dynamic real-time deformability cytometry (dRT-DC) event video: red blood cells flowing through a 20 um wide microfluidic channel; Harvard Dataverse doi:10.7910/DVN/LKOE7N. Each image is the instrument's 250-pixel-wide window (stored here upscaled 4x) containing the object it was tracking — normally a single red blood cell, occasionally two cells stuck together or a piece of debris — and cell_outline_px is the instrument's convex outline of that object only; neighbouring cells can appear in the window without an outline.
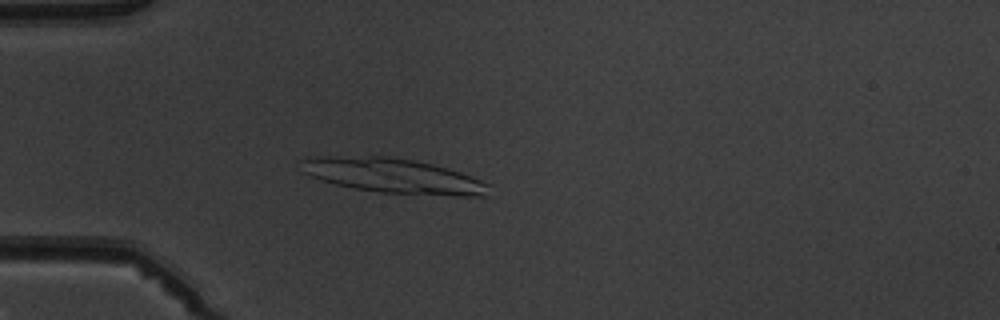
{"species": "common noctule bat (a hibernating species)", "species_latin": "Nyctalus noctula", "temperature_condition": "warm", "stored_images_in_passage": 5, "camera_frame_rate_fps": 3000, "um_per_image_px": 0.085, "animal": {"sex": "male", "body_mass_g": 19.5, "forearm_length_mm": 54.6}, "frame": {"image": 1, "passage_image": 5, "time_ms": 5.0, "image_size_px": [1000, 320], "cell_outline_px": [[488, 196], [456, 196], [380, 192], [356, 188], [336, 184], [312, 176], [304, 172], [300, 160], [304, 156], [384, 156], [412, 160], [432, 164], [460, 172], [472, 176], [488, 184]], "centroid_in_image_um": [33.42, 14.93], "position_along_channel_um": 51.6, "area_um2": 37.74}}